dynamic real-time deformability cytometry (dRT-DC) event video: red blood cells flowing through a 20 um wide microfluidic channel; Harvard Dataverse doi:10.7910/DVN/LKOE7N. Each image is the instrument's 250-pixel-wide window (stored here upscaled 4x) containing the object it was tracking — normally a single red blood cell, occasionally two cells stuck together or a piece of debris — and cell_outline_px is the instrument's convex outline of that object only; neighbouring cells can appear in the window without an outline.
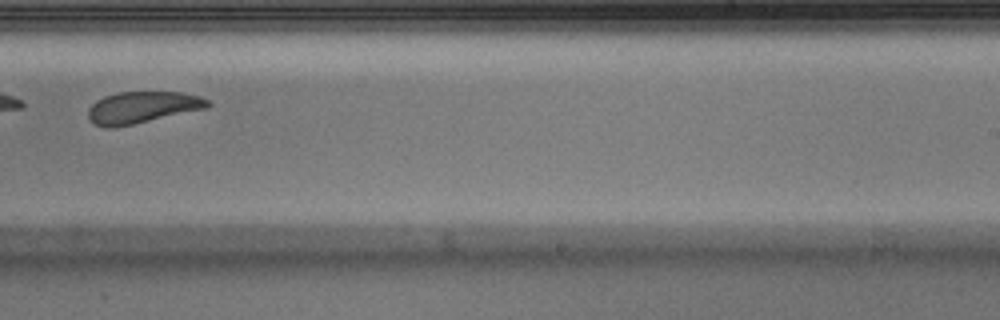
{"species": "Egyptian fruit bat (a non-hibernating species)", "species_latin": "Rousettus aegyptiacus", "temperature_condition": "warm", "stored_images_in_passage": 41, "camera_frame_rate_fps": 3000, "um_per_image_px": 0.085, "animal": {"sex": "male"}, "frame": {"image": 1, "passage_image": 24, "time_ms": 7.667, "image_size_px": [1000, 320], "cell_outline_px": [[212, 104], [208, 108], [132, 124], [112, 128], [108, 128], [96, 124], [88, 120], [88, 108], [96, 100], [104, 96], [120, 92], [180, 92], [200, 96], [208, 100]], "centroid_in_image_um": [12.09, 9.12], "position_along_channel_um": 276.9, "area_um2": 22.02}}
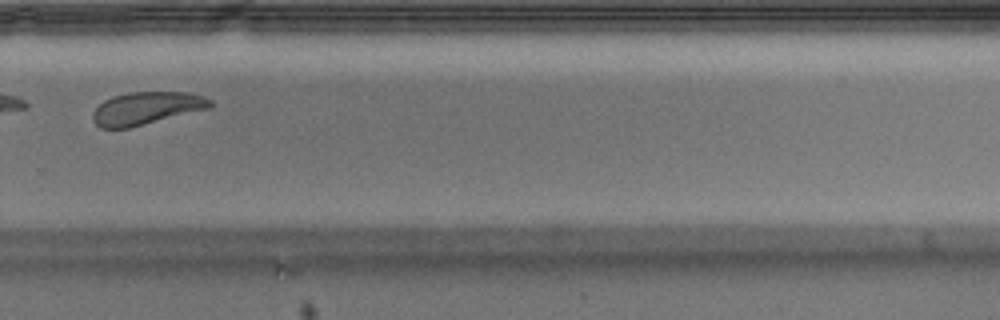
{"frame": {"image": 2, "passage_image": 27, "time_ms": 8.667, "image_size_px": [1000, 320], "cell_outline_px": [[212, 108], [128, 128], [100, 128], [92, 120], [92, 112], [104, 100], [112, 96], [132, 92], [188, 92], [204, 96], [212, 100]], "centroid_in_image_um": [12.47, 9.2], "position_along_channel_um": 317.3, "area_um2": 22.48}, "authors_computed_cell_mechanics": {"area_um2": 23.698, "velocity_mm_per_s": 4.055, "shape_relaxation_time_tau1_ms": 2.5228, "shape_relaxation_time_tau2_ms": 1.9039, "deformation_change_tau1": 0.1515, "deformation_change_tau2": 0.0766}}